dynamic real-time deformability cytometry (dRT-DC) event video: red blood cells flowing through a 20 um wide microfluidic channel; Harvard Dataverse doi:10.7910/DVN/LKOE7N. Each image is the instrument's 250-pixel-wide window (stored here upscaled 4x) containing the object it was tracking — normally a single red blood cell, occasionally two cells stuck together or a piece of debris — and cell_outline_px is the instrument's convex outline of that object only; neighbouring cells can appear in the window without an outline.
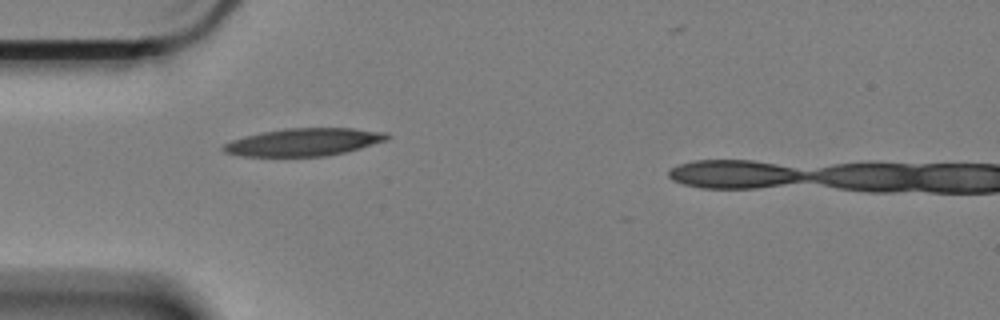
{"species": "Egyptian fruit bat (a non-hibernating species)", "species_latin": "Rousettus aegyptiacus", "temperature_condition": "cold", "stored_images_in_passage": 38, "camera_frame_rate_fps": 3000, "um_per_image_px": 0.085, "animal": {"sex": "female"}, "frame": {"image": 1, "passage_image": 1, "time_ms": 0.0, "image_size_px": [1000, 320], "cell_outline_px": [[388, 136], [384, 140], [360, 148], [344, 152], [324, 156], [240, 156], [224, 152], [220, 148], [224, 144], [232, 140], [244, 136], [284, 128], [352, 128], [384, 132]], "centroid_in_image_um": [25.74, 12.08], "position_along_channel_um": 59.3, "area_um2": 26.01}}
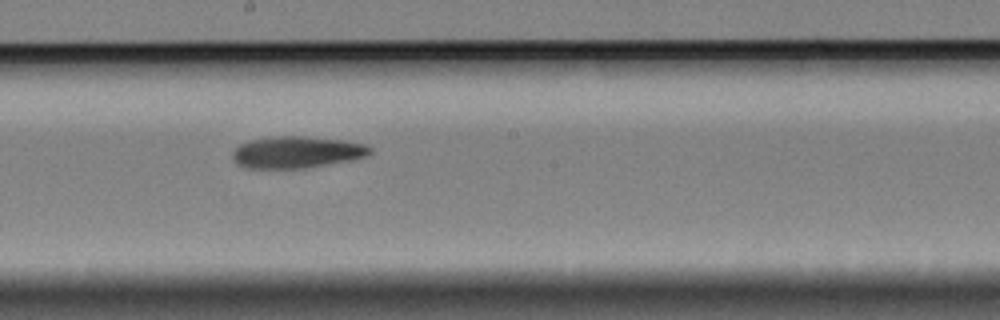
{"frame": {"image": 2, "passage_image": 16, "time_ms": 5.0, "image_size_px": [1000, 320], "cell_outline_px": [[372, 152], [364, 156], [352, 160], [304, 168], [248, 168], [236, 164], [232, 156], [232, 152], [240, 144], [252, 140], [276, 136], [300, 136], [340, 140], [364, 144], [372, 148]], "centroid_in_image_um": [25.2, 12.94], "position_along_channel_um": 223.0, "area_um2": 25.14}}
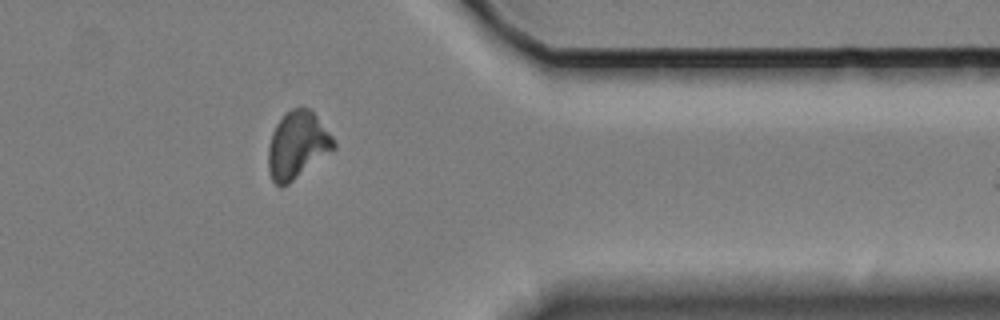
{"frame": {"image": 3, "passage_image": 32, "time_ms": 10.333, "image_size_px": [1000, 320], "cell_outline_px": [[336, 148], [288, 184], [280, 188], [272, 180], [268, 168], [268, 148], [272, 132], [276, 124], [284, 112], [292, 108], [308, 108], [316, 116], [336, 140]], "centroid_in_image_um": [25.27, 12.34], "position_along_channel_um": 386.1, "area_um2": 25.61}}